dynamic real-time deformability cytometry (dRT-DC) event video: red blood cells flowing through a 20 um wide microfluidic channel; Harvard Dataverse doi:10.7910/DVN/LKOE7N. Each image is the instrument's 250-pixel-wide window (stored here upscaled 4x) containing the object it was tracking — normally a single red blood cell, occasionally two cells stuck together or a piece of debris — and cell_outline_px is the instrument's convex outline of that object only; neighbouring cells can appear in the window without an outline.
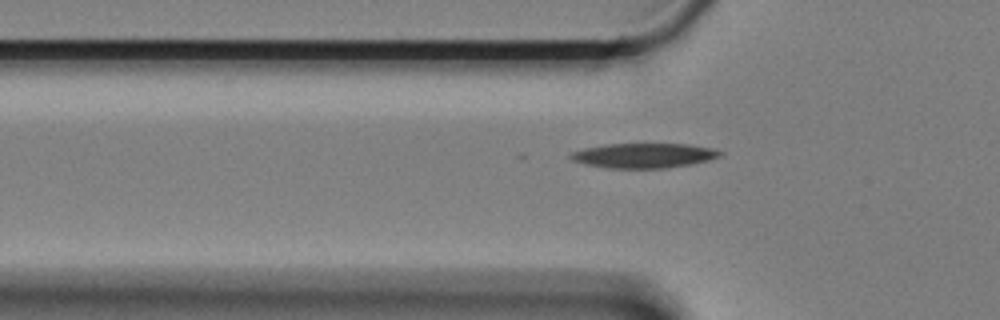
{"species": "Egyptian fruit bat (a non-hibernating species)", "species_latin": "Rousettus aegyptiacus", "temperature_condition": "cold", "stored_images_in_passage": 42, "camera_frame_rate_fps": 3000, "um_per_image_px": 0.085, "animal": {"sex": "female"}, "frame": {"image": 1, "passage_image": 9, "time_ms": 2.667, "image_size_px": [1000, 320], "cell_outline_px": [[724, 152], [720, 156], [708, 160], [692, 164], [664, 168], [608, 168], [584, 164], [572, 160], [568, 156], [572, 152], [584, 148], [608, 144], [688, 144], [712, 148]], "centroid_in_image_um": [54.72, 13.22], "position_along_channel_um": 71.1, "area_um2": 21.5}}
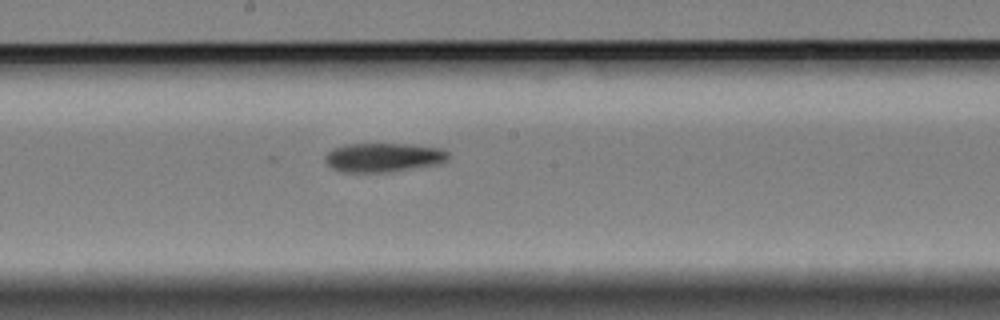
{"frame": {"image": 2, "passage_image": 22, "time_ms": 7.0, "image_size_px": [1000, 320], "cell_outline_px": [[448, 160], [436, 164], [388, 172], [340, 172], [332, 168], [324, 160], [324, 156], [332, 148], [348, 144], [404, 144], [440, 148], [448, 152]], "centroid_in_image_um": [32.54, 13.38], "position_along_channel_um": 215.7, "area_um2": 20.69}}
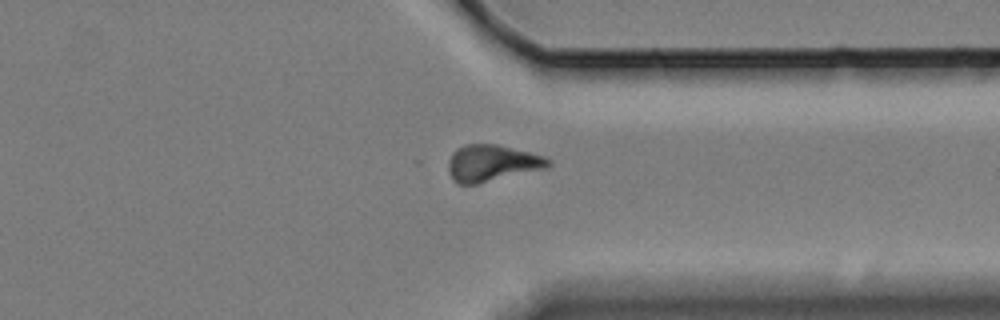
{"frame": {"image": 3, "passage_image": 36, "time_ms": 11.667, "image_size_px": [1000, 320], "cell_outline_px": [[552, 164], [544, 168], [476, 184], [456, 184], [452, 180], [448, 172], [448, 160], [452, 152], [456, 148], [464, 144], [496, 144], [544, 156], [552, 160]], "centroid_in_image_um": [41.75, 13.86], "position_along_channel_um": 369.6, "area_um2": 21.27}}